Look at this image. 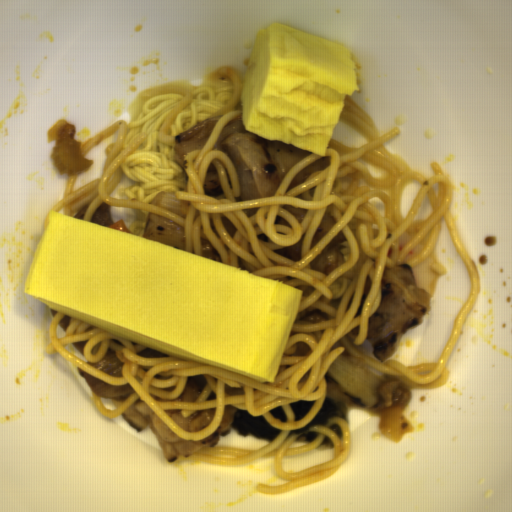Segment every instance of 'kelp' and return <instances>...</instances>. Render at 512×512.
I'll return each mask as SVG.
<instances>
[{"mask_svg": "<svg viewBox=\"0 0 512 512\" xmlns=\"http://www.w3.org/2000/svg\"><path fill=\"white\" fill-rule=\"evenodd\" d=\"M231 429L243 438L252 435L257 440L271 442L277 438L281 430L270 424L262 416H252L247 409H237L232 414Z\"/></svg>", "mask_w": 512, "mask_h": 512, "instance_id": "obj_1", "label": "kelp"}, {"mask_svg": "<svg viewBox=\"0 0 512 512\" xmlns=\"http://www.w3.org/2000/svg\"><path fill=\"white\" fill-rule=\"evenodd\" d=\"M340 417L349 423L348 407L339 399L325 397L324 402L312 420L304 425L302 429L290 430V434L297 436L296 442H313L319 432L310 430V426L326 425L328 419Z\"/></svg>", "mask_w": 512, "mask_h": 512, "instance_id": "obj_2", "label": "kelp"}, {"mask_svg": "<svg viewBox=\"0 0 512 512\" xmlns=\"http://www.w3.org/2000/svg\"><path fill=\"white\" fill-rule=\"evenodd\" d=\"M316 401H297L293 403H289L290 407L295 415L294 421H300L305 418V416L309 413L311 407L314 405Z\"/></svg>", "mask_w": 512, "mask_h": 512, "instance_id": "obj_3", "label": "kelp"}, {"mask_svg": "<svg viewBox=\"0 0 512 512\" xmlns=\"http://www.w3.org/2000/svg\"><path fill=\"white\" fill-rule=\"evenodd\" d=\"M273 418H278L281 421L288 422V417L283 409L282 406L275 407L271 410H269Z\"/></svg>", "mask_w": 512, "mask_h": 512, "instance_id": "obj_4", "label": "kelp"}]
</instances>
